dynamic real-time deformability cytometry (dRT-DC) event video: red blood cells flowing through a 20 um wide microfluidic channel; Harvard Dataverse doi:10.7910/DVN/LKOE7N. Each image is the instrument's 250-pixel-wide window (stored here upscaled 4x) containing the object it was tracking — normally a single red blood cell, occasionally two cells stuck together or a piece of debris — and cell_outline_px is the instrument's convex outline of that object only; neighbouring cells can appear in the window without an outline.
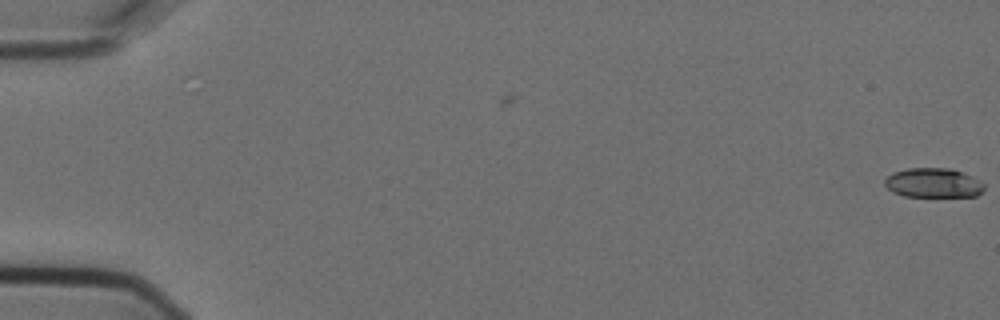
{"species": "Egyptian fruit bat (a non-hibernating species)", "species_latin": "Rousettus aegyptiacus", "temperature_condition": "cold", "stored_images_in_passage": 5, "camera_frame_rate_fps": 3000, "um_per_image_px": 0.085, "animal": {"sex": "female"}, "frame": {"image": 1, "passage_image": 1, "time_ms": 0.0, "image_size_px": [1000, 320], "cell_outline_px": [[984, 188], [976, 196], [904, 196], [892, 192], [884, 184], [884, 180], [892, 172], [908, 168], [952, 168], [980, 180], [984, 184]], "centroid_in_image_um": [79.31, 15.54], "position_along_channel_um": 5.7, "area_um2": 17.05}}
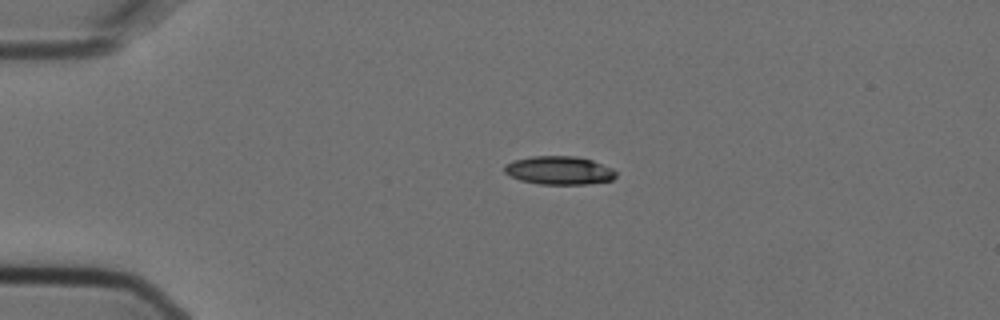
{"frame": {"image": 2, "passage_image": 4, "time_ms": 1.0, "image_size_px": [1000, 320], "cell_outline_px": [[616, 176], [612, 180], [588, 184], [536, 184], [520, 180], [504, 172], [504, 164], [512, 160], [532, 156], [576, 156], [592, 160], [612, 168], [616, 172]], "centroid_in_image_um": [47.51, 14.48], "position_along_channel_um": 37.5, "area_um2": 18.55}}